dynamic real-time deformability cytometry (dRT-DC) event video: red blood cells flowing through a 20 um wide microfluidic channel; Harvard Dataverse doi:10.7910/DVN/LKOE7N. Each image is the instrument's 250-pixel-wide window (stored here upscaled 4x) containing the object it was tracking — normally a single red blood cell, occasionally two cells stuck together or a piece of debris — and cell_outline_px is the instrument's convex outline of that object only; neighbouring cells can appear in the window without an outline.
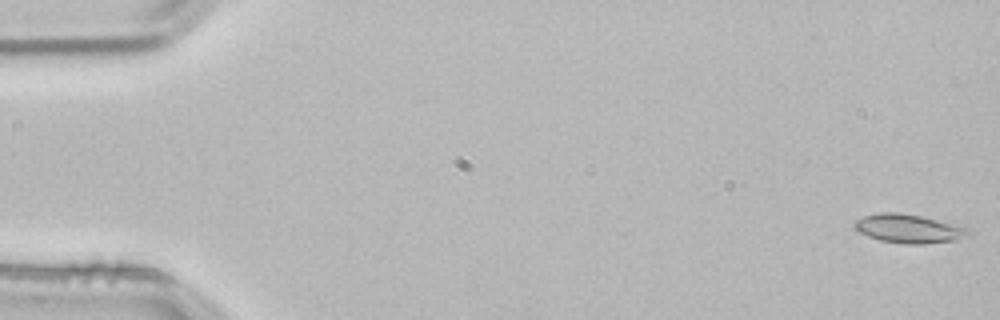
{"species": "common noctule bat (a hibernating species)", "species_latin": "Nyctalus noctula", "temperature_condition": "room temperature", "stored_images_in_passage": 4, "camera_frame_rate_fps": 3000, "um_per_image_px": 0.085, "animal": {"sex": "male", "body_mass_g": 21.5, "forearm_length_mm": 52.0}, "frame": {"image": 1, "passage_image": 1, "time_ms": 0.0, "image_size_px": [1000, 320], "cell_outline_px": [[972, 236], [956, 240], [924, 244], [904, 244], [880, 240], [868, 236], [852, 228], [852, 224], [856, 220], [864, 216], [876, 212], [900, 212], [920, 216], [968, 228], [972, 232]], "centroid_in_image_um": [77.23, 19.44], "position_along_channel_um": 7.8, "area_um2": 19.25}}